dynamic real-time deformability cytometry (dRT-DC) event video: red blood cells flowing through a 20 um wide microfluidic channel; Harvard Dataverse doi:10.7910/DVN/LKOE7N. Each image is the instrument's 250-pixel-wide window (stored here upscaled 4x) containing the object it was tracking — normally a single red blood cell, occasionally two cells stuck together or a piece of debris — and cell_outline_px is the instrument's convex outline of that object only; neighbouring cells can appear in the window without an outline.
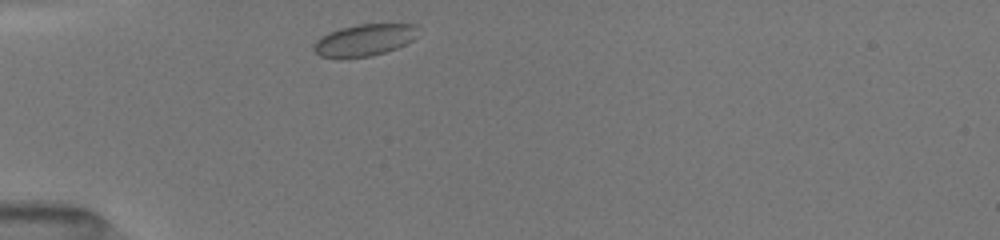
{"species": "common noctule bat (a hibernating species)", "species_latin": "Nyctalus noctula", "temperature_condition": "room temperature", "stored_images_in_passage": 6, "camera_frame_rate_fps": 3000, "um_per_image_px": 0.085, "animal": {"sex": "female", "body_mass_g": 19.5, "forearm_length_mm": 54.1}, "frame": {"image": 1, "passage_image": 1, "time_ms": 0.0, "image_size_px": [1000, 240], "cell_outline_px": [[412, 40], [396, 48], [384, 52], [368, 56], [320, 56], [312, 48], [324, 36], [340, 28], [360, 24], [412, 24]], "centroid_in_image_um": [30.94, 3.39], "position_along_channel_um": 54.1, "area_um2": 17.98}}
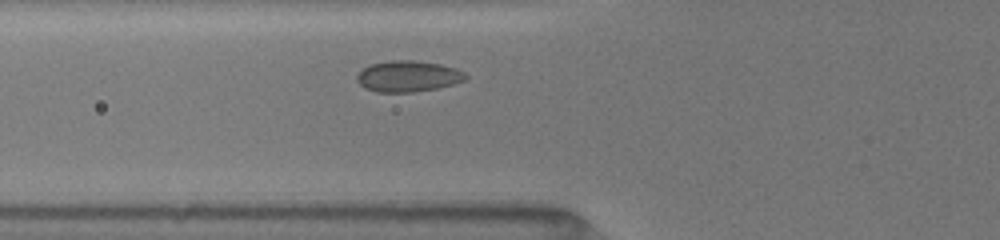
{"frame": {"image": 2, "passage_image": 4, "time_ms": 1.333, "image_size_px": [1000, 240], "cell_outline_px": [[468, 76], [464, 80], [452, 84], [436, 88], [412, 92], [376, 92], [364, 88], [356, 80], [356, 76], [364, 68], [372, 64], [392, 60], [416, 60], [440, 64], [456, 68], [464, 72]], "centroid_in_image_um": [34.68, 6.48], "position_along_channel_um": 91.1, "area_um2": 19.59}}
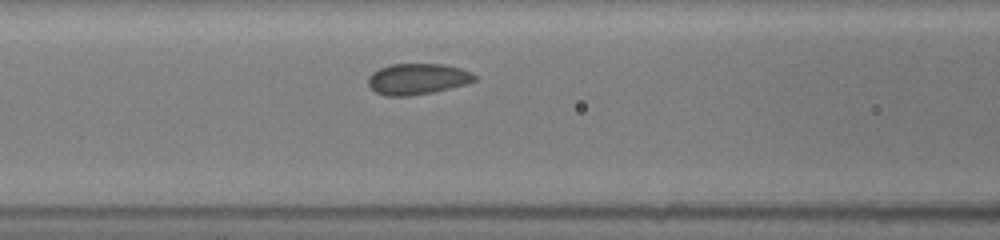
{"frame": {"image": 3, "passage_image": 6, "time_ms": 2.333, "image_size_px": [1000, 240], "cell_outline_px": [[476, 80], [464, 84], [432, 92], [408, 96], [384, 96], [376, 92], [368, 84], [368, 76], [372, 72], [380, 68], [392, 64], [444, 64], [460, 68], [472, 72], [476, 76]], "centroid_in_image_um": [35.46, 6.71], "position_along_channel_um": 131.1, "area_um2": 19.13}}